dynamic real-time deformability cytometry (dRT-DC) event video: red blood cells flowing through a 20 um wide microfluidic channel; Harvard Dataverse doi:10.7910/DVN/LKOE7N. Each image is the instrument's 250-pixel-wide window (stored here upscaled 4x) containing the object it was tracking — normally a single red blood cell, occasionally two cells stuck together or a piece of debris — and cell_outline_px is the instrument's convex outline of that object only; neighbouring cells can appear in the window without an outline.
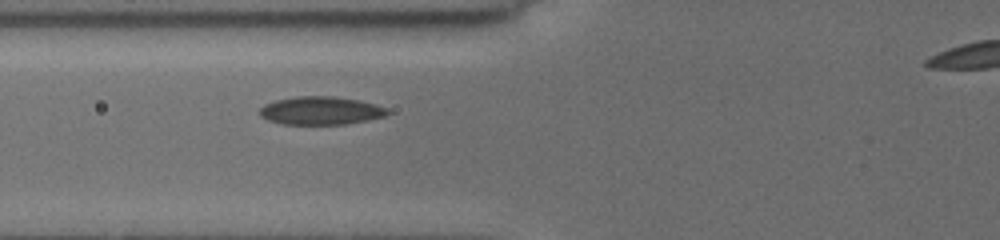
{"species": "common noctule bat (a hibernating species)", "species_latin": "Nyctalus noctula", "temperature_condition": "cold", "stored_images_in_passage": 4, "segment_of_instrument_passage": [1, 2], "camera_frame_rate_fps": 3000, "um_per_image_px": 0.085, "animal": {"sex": "female", "body_mass_g": 19.5, "forearm_length_mm": 54.1}, "frame": {"image": 1, "passage_image": 3, "time_ms": 2.0, "image_size_px": [1000, 240], "cell_outline_px": [[388, 112], [384, 116], [344, 124], [284, 124], [268, 120], [260, 116], [260, 108], [264, 104], [276, 100], [296, 96], [332, 96], [356, 100], [376, 104], [388, 108]], "centroid_in_image_um": [27.22, 9.4], "position_along_channel_um": 98.6, "area_um2": 20.69}}